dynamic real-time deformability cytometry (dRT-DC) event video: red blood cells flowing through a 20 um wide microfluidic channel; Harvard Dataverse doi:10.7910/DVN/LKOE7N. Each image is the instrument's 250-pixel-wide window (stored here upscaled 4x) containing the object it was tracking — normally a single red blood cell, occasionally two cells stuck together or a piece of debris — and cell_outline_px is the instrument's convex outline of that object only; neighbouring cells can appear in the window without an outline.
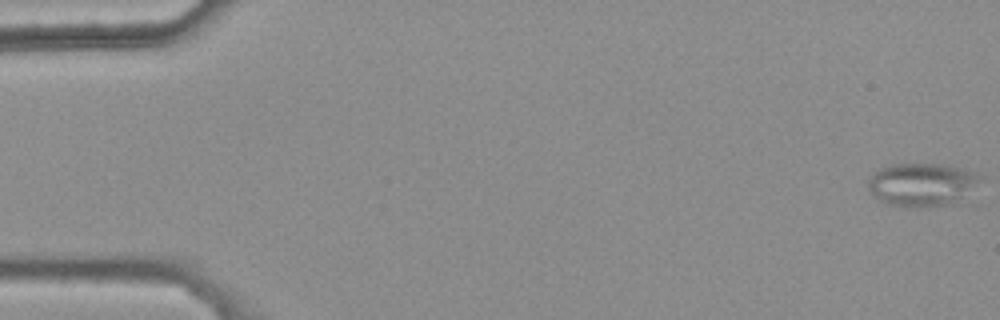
{"species": "common noctule bat (a hibernating species)", "species_latin": "Nyctalus noctula", "temperature_condition": "warm", "stored_images_in_passage": 48, "segment_of_instrument_passage": [1, 2], "camera_frame_rate_fps": 3000, "um_per_image_px": 0.085, "animal": {"sex": "female", "body_mass_g": 25.1}, "frame": {"image": 1, "passage_image": 1, "time_ms": 0.0, "image_size_px": [1000, 320], "cell_outline_px": [[976, 180], [960, 200], [956, 204], [904, 208], [888, 204], [880, 200], [868, 188], [868, 180], [880, 168], [892, 164], [940, 164], [960, 168], [972, 172], [976, 176]], "centroid_in_image_um": [78.26, 15.7], "position_along_channel_um": 6.7, "area_um2": 27.4}}
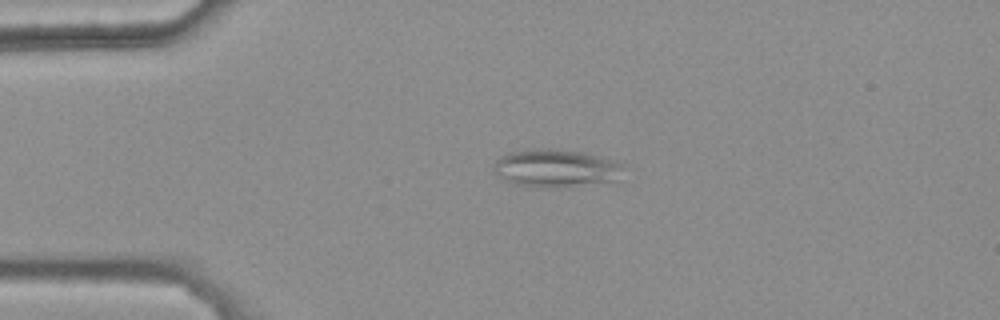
{"frame": {"image": 2, "passage_image": 13, "time_ms": 4.0, "image_size_px": [1000, 320], "cell_outline_px": [[624, 168], [616, 180], [556, 188], [544, 188], [516, 184], [504, 180], [496, 176], [492, 168], [496, 160], [500, 156], [508, 152], [528, 148], [556, 148], [584, 152], [620, 164]], "centroid_in_image_um": [47.13, 14.28], "position_along_channel_um": 37.9, "area_um2": 28.73}}